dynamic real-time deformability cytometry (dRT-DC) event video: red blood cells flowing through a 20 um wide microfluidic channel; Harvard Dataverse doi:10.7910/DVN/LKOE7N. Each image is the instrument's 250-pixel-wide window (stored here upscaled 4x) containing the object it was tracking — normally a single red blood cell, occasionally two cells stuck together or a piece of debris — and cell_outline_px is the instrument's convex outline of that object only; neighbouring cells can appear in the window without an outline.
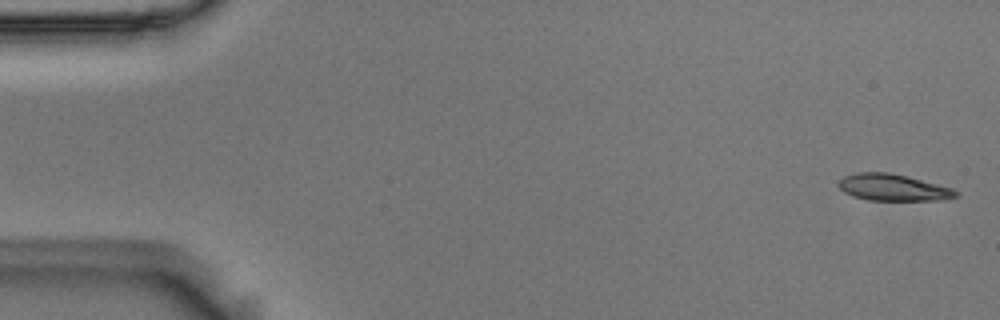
{"species": "Egyptian fruit bat (a non-hibernating species)", "species_latin": "Rousettus aegyptiacus", "temperature_condition": "room temperature", "stored_images_in_passage": 55, "camera_frame_rate_fps": 3000, "um_per_image_px": 0.085, "animal": {"sex": "male"}, "frame": {"image": 1, "passage_image": 1, "time_ms": 0.0, "image_size_px": [1000, 320], "cell_outline_px": [[960, 196], [944, 200], [868, 200], [852, 196], [844, 192], [836, 184], [844, 176], [856, 172], [888, 172], [908, 176], [952, 188], [960, 192]], "centroid_in_image_um": [75.93, 15.94], "position_along_channel_um": 9.1, "area_um2": 18.44}}
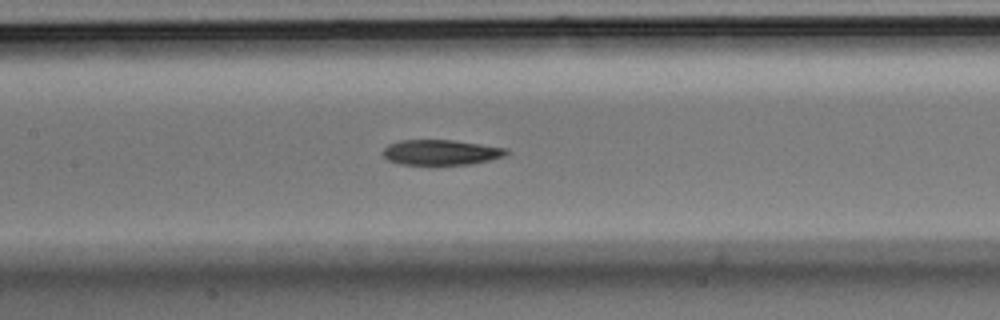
{"frame": {"image": 2, "passage_image": 25, "time_ms": 8.0, "image_size_px": [1000, 320], "cell_outline_px": [[512, 152], [504, 156], [472, 164], [400, 164], [388, 160], [380, 152], [388, 144], [400, 140], [452, 140], [508, 148]], "centroid_in_image_um": [37.48, 12.94], "position_along_channel_um": 169.9, "area_um2": 18.21}}
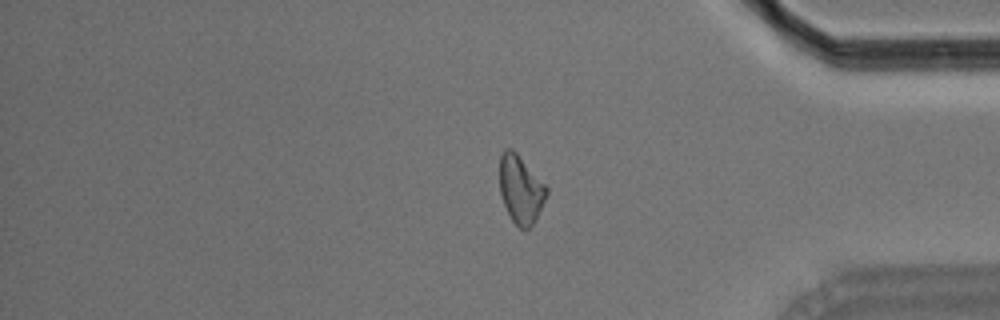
{"frame": {"image": 3, "passage_image": 45, "time_ms": 14.667, "image_size_px": [1000, 320], "cell_outline_px": [[548, 192], [536, 220], [524, 232], [512, 220], [504, 204], [500, 192], [500, 156], [504, 148], [512, 148], [516, 152], [548, 188]], "centroid_in_image_um": [44.25, 16.1], "position_along_channel_um": 390.9, "area_um2": 18.44}, "authors_computed_cell_mechanics": {"area_um2": 18.785, "velocity_mm_per_s": 3.6408, "shape_relaxation_time_tau1_ms": null, "shape_relaxation_time_tau2_ms": 4.5156, "deformation_change_tau1": null, "deformation_change_tau2": 0.1222}}